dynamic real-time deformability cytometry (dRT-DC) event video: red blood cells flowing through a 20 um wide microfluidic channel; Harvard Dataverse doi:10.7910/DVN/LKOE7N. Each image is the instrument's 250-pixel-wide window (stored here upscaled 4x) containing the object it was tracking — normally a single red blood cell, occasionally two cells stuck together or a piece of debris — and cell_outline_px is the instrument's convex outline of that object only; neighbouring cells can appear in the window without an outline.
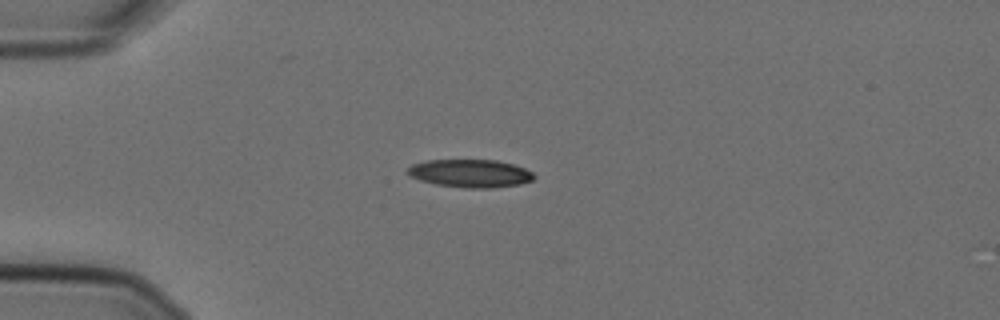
{"species": "Egyptian fruit bat (a non-hibernating species)", "species_latin": "Rousettus aegyptiacus", "temperature_condition": "cold", "stored_images_in_passage": 42, "camera_frame_rate_fps": 3000, "um_per_image_px": 0.085, "animal": {"sex": "female"}, "frame": {"image": 1, "passage_image": 1, "time_ms": 0.0, "image_size_px": [1000, 320], "cell_outline_px": [[536, 176], [532, 180], [520, 184], [492, 188], [464, 188], [436, 184], [420, 180], [408, 176], [404, 172], [412, 164], [428, 160], [496, 160], [512, 164], [524, 168], [532, 172]], "centroid_in_image_um": [39.94, 14.74], "position_along_channel_um": 45.1, "area_um2": 20.69}}
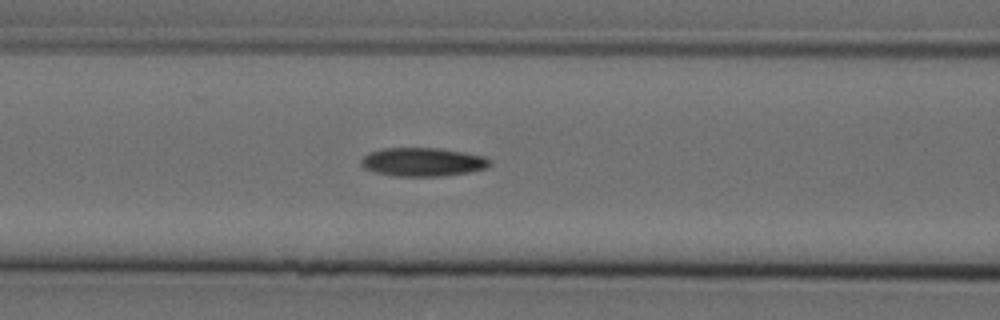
{"frame": {"image": 2, "passage_image": 10, "time_ms": 3.0, "image_size_px": [1000, 320], "cell_outline_px": [[492, 164], [484, 168], [468, 172], [440, 176], [392, 176], [376, 172], [364, 168], [360, 164], [360, 160], [368, 152], [380, 148], [440, 148], [464, 152], [484, 156], [492, 160]], "centroid_in_image_um": [35.91, 13.76], "position_along_channel_um": 130.7, "area_um2": 21.56}}
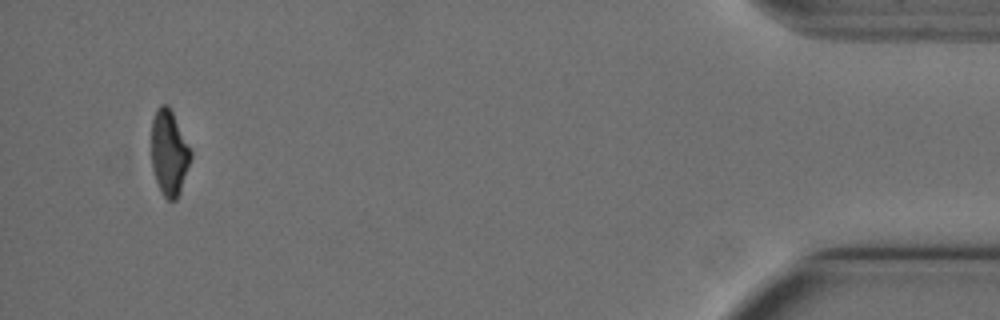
{"frame": {"image": 3, "passage_image": 40, "time_ms": 13.0, "image_size_px": [1000, 320], "cell_outline_px": [[192, 156], [180, 192], [176, 200], [168, 200], [164, 196], [156, 180], [152, 168], [152, 120], [156, 108], [160, 104], [168, 104], [192, 152]], "centroid_in_image_um": [14.37, 12.97], "position_along_channel_um": 420.8, "area_um2": 19.36}, "authors_computed_cell_mechanics": {"area_um2": 21.3282, "velocity_mm_per_s": 3.6137, "shape_relaxation_time_tau1_ms": 7.922, "shape_relaxation_time_tau2_ms": 5.811, "deformation_change_tau1": 0.2152, "deformation_change_tau2": 0.1218}}